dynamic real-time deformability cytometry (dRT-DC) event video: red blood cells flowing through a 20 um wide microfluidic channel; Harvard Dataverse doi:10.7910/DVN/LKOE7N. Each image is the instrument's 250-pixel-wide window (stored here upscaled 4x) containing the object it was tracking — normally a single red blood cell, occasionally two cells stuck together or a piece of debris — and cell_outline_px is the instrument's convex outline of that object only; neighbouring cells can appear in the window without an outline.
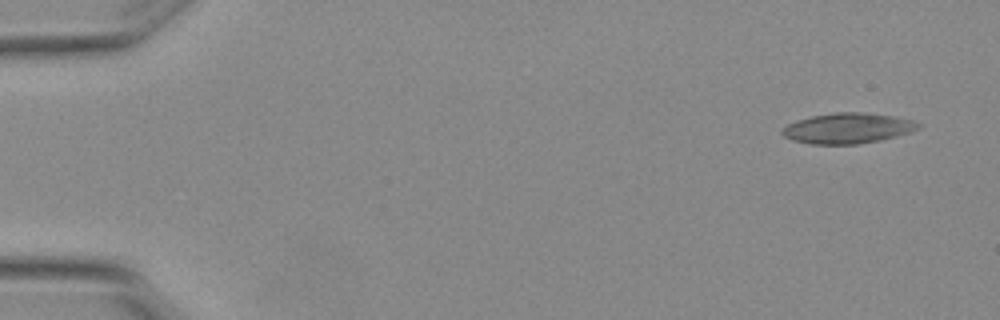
{"species": "Egyptian fruit bat (a non-hibernating species)", "species_latin": "Rousettus aegyptiacus", "temperature_condition": "warm", "stored_images_in_passage": 4, "camera_frame_rate_fps": 3000, "um_per_image_px": 0.085, "animal": {"sex": "female"}, "frame": {"image": 1, "passage_image": 1, "time_ms": 0.0, "image_size_px": [1000, 320], "cell_outline_px": [[920, 128], [912, 132], [880, 140], [856, 144], [812, 144], [792, 140], [784, 136], [780, 132], [788, 124], [812, 116], [836, 112], [860, 112], [892, 116], [912, 120], [920, 124]], "centroid_in_image_um": [72.07, 10.9], "position_along_channel_um": 12.9, "area_um2": 23.87}}
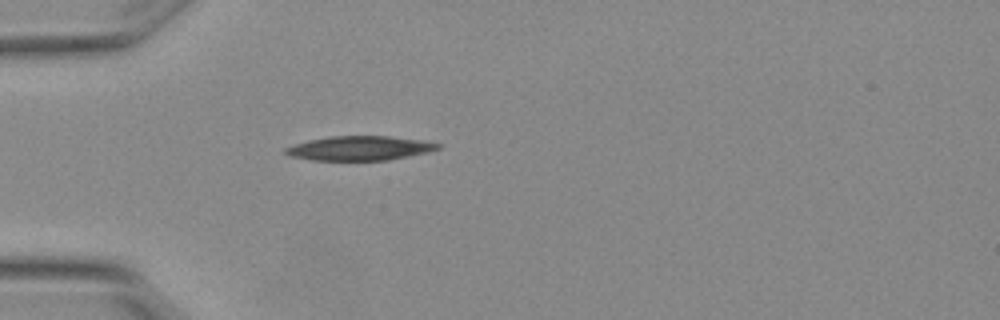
{"frame": {"image": 2, "passage_image": 4, "time_ms": 1.0, "image_size_px": [1000, 320], "cell_outline_px": [[440, 148], [424, 152], [388, 160], [312, 160], [292, 156], [284, 152], [284, 148], [308, 140], [332, 136], [388, 136], [420, 140], [440, 144]], "centroid_in_image_um": [30.53, 12.59], "position_along_channel_um": 54.5, "area_um2": 21.15}}